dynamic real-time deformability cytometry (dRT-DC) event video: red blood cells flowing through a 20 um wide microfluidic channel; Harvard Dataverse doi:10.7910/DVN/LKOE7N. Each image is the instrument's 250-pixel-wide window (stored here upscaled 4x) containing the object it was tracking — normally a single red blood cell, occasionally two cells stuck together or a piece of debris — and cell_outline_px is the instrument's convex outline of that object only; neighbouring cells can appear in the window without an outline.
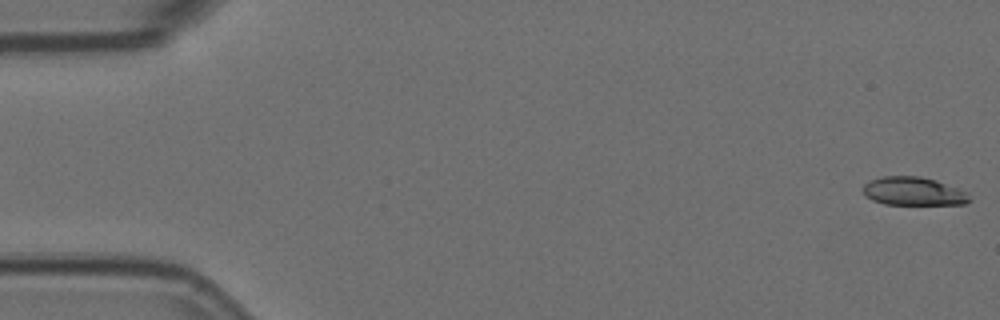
{"species": "Egyptian fruit bat (a non-hibernating species)", "species_latin": "Rousettus aegyptiacus", "temperature_condition": "room temperature", "stored_images_in_passage": 5, "camera_frame_rate_fps": 3000, "um_per_image_px": 0.085, "animal": {"sex": "female"}, "frame": {"image": 1, "passage_image": 1, "time_ms": 0.0, "image_size_px": [1000, 320], "cell_outline_px": [[972, 200], [964, 204], [884, 204], [872, 200], [864, 196], [864, 184], [868, 180], [884, 176], [920, 176], [936, 180], [956, 188], [964, 192]], "centroid_in_image_um": [77.59, 16.26], "position_along_channel_um": 7.4, "area_um2": 17.46}}
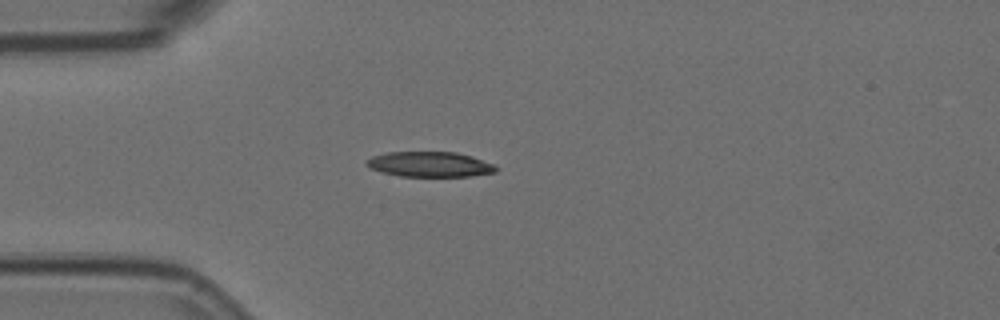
{"frame": {"image": 2, "passage_image": 5, "time_ms": 1.333, "image_size_px": [1000, 320], "cell_outline_px": [[496, 172], [468, 176], [400, 176], [380, 172], [364, 164], [364, 160], [372, 156], [388, 152], [456, 152], [472, 156], [492, 164], [496, 168]], "centroid_in_image_um": [36.47, 13.96], "position_along_channel_um": 48.5, "area_um2": 18.9}}